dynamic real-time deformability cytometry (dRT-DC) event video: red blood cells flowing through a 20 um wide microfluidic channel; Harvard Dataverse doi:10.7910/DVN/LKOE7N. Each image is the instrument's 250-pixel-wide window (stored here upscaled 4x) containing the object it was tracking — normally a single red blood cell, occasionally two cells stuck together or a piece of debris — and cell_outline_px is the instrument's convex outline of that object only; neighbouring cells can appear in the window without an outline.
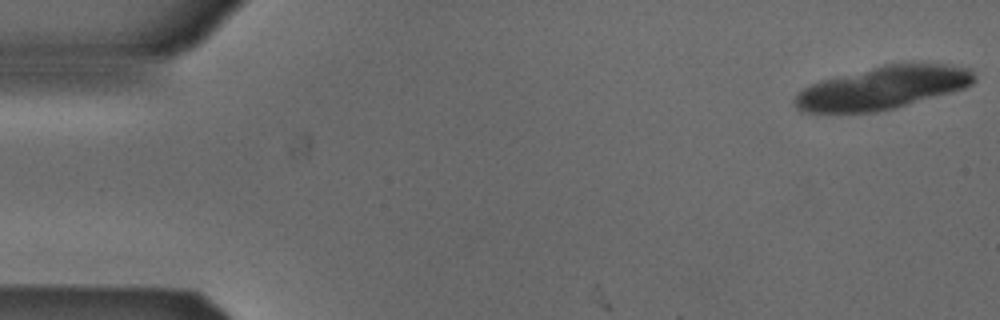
{"species": "Egyptian fruit bat (a non-hibernating species)", "species_latin": "Rousettus aegyptiacus", "temperature_condition": "cold", "stored_images_in_passage": 5, "camera_frame_rate_fps": 3000, "um_per_image_px": 0.085, "animal": {"sex": "male"}, "frame": {"image": 1, "passage_image": 1, "time_ms": 0.0, "image_size_px": [1000, 320], "cell_outline_px": [[976, 80], [972, 84], [964, 88], [952, 92], [892, 108], [876, 112], [800, 112], [796, 108], [792, 100], [804, 88], [820, 80], [884, 64], [944, 64], [972, 68], [976, 76]], "centroid_in_image_um": [75.03, 7.46], "position_along_channel_um": 10.0, "area_um2": 44.56}}